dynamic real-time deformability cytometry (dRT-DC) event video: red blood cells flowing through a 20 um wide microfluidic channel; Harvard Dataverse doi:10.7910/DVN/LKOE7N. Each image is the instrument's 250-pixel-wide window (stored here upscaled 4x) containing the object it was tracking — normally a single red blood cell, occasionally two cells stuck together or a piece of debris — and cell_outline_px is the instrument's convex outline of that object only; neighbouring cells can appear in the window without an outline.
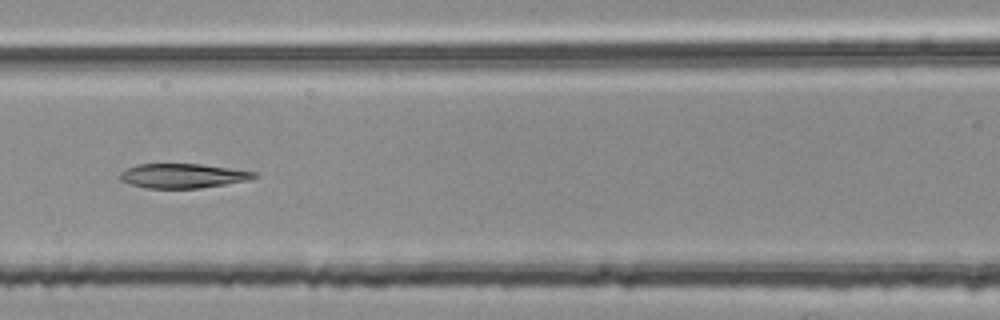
{"species": "common noctule bat (a hibernating species)", "species_latin": "Nyctalus noctula", "temperature_condition": "room temperature", "stored_images_in_passage": 8, "camera_frame_rate_fps": 3000, "um_per_image_px": 0.085, "animal": {"sex": "female", "body_mass_g": 25.1}, "frame": {"image": 1, "passage_image": 6, "time_ms": 1.667, "image_size_px": [1000, 320], "cell_outline_px": [[260, 176], [252, 180], [200, 188], [148, 188], [132, 184], [120, 180], [120, 172], [136, 164], [200, 164], [256, 172]], "centroid_in_image_um": [15.59, 14.94], "position_along_channel_um": 151.0, "area_um2": 19.07}}
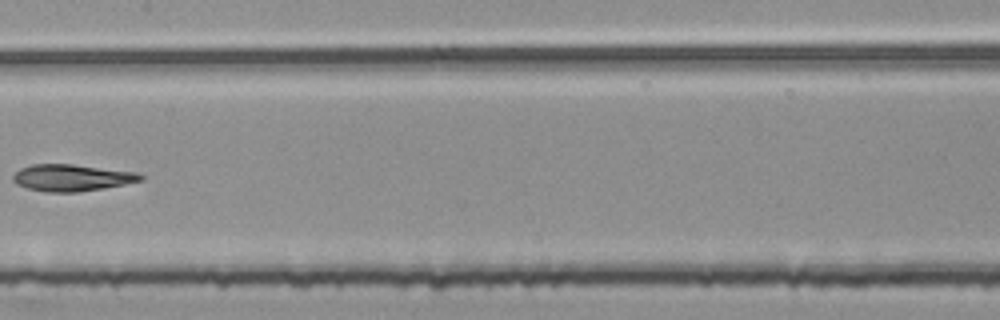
{"frame": {"image": 2, "passage_image": 7, "time_ms": 2.0, "image_size_px": [1000, 320], "cell_outline_px": [[144, 180], [104, 188], [80, 192], [44, 192], [28, 188], [16, 184], [12, 180], [12, 176], [20, 168], [32, 164], [72, 164], [136, 172], [144, 176]], "centroid_in_image_um": [6.09, 15.11], "position_along_channel_um": 201.3, "area_um2": 19.94}}
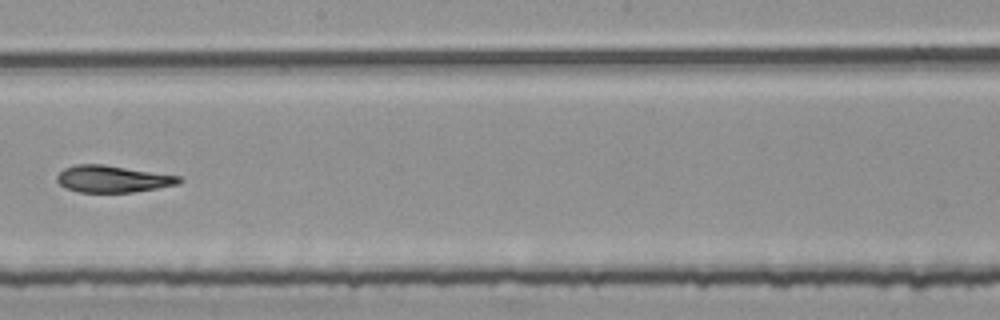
{"frame": {"image": 3, "passage_image": 8, "time_ms": 2.333, "image_size_px": [1000, 320], "cell_outline_px": [[184, 180], [180, 184], [132, 192], [80, 192], [68, 188], [60, 184], [56, 180], [56, 176], [64, 168], [76, 164], [104, 164], [180, 176]], "centroid_in_image_um": [9.6, 15.2], "position_along_channel_um": 238.6, "area_um2": 19.07}}